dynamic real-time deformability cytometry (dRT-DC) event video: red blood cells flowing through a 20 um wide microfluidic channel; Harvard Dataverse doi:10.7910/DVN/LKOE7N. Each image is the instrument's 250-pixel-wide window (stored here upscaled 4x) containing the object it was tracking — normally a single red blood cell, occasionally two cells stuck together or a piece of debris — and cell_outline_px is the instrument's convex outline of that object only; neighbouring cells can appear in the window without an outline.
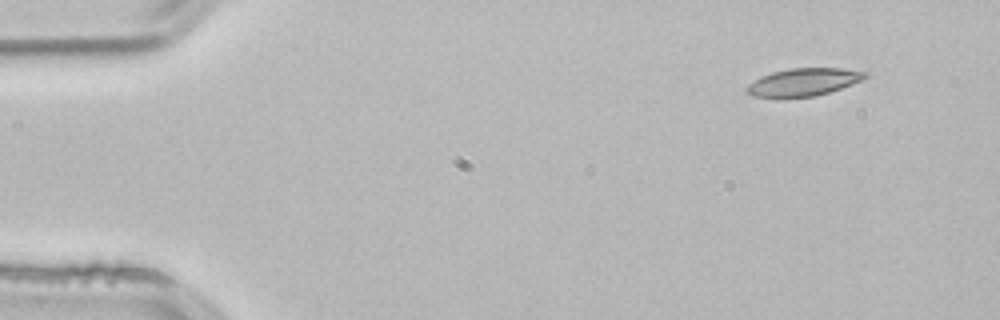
{"species": "common noctule bat (a hibernating species)", "species_latin": "Nyctalus noctula", "temperature_condition": "room temperature", "stored_images_in_passage": 3, "camera_frame_rate_fps": 3000, "um_per_image_px": 0.085, "animal": {"sex": "male", "body_mass_g": 21.5, "forearm_length_mm": 52.0}, "frame": {"image": 1, "passage_image": 1, "time_ms": 0.0, "image_size_px": [1000, 320], "cell_outline_px": [[868, 76], [860, 80], [840, 88], [816, 96], [784, 100], [776, 100], [752, 96], [744, 92], [744, 88], [748, 84], [772, 72], [792, 68], [840, 68], [868, 72]], "centroid_in_image_um": [68.2, 7.03], "position_along_channel_um": 16.8, "area_um2": 19.59}}